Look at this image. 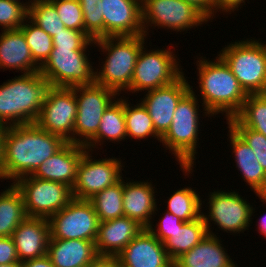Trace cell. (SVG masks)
<instances>
[{"instance_id": "cell-1", "label": "cell", "mask_w": 266, "mask_h": 267, "mask_svg": "<svg viewBox=\"0 0 266 267\" xmlns=\"http://www.w3.org/2000/svg\"><path fill=\"white\" fill-rule=\"evenodd\" d=\"M66 143L62 137L49 133L36 123L8 127L0 180L10 179L13 183L18 178L32 175Z\"/></svg>"}, {"instance_id": "cell-2", "label": "cell", "mask_w": 266, "mask_h": 267, "mask_svg": "<svg viewBox=\"0 0 266 267\" xmlns=\"http://www.w3.org/2000/svg\"><path fill=\"white\" fill-rule=\"evenodd\" d=\"M218 56L213 61L202 56L196 61L199 91L202 96L203 116L224 114L226 122L241 110L247 93L233 75L229 65ZM206 58V59H205Z\"/></svg>"}, {"instance_id": "cell-3", "label": "cell", "mask_w": 266, "mask_h": 267, "mask_svg": "<svg viewBox=\"0 0 266 267\" xmlns=\"http://www.w3.org/2000/svg\"><path fill=\"white\" fill-rule=\"evenodd\" d=\"M50 87L39 72L8 79L0 85V122L8 127L36 123Z\"/></svg>"}, {"instance_id": "cell-4", "label": "cell", "mask_w": 266, "mask_h": 267, "mask_svg": "<svg viewBox=\"0 0 266 267\" xmlns=\"http://www.w3.org/2000/svg\"><path fill=\"white\" fill-rule=\"evenodd\" d=\"M196 93L191 89L181 98L174 111L172 123L166 133L161 137L160 143L166 147L175 160L180 164V169L188 176L194 171V163L199 144L198 134L200 126L199 102Z\"/></svg>"}, {"instance_id": "cell-5", "label": "cell", "mask_w": 266, "mask_h": 267, "mask_svg": "<svg viewBox=\"0 0 266 267\" xmlns=\"http://www.w3.org/2000/svg\"><path fill=\"white\" fill-rule=\"evenodd\" d=\"M145 35L103 37L95 40L94 47L106 53L101 69L95 71V82L115 91L118 95L131 84L138 55L146 47ZM99 70V71H98Z\"/></svg>"}, {"instance_id": "cell-6", "label": "cell", "mask_w": 266, "mask_h": 267, "mask_svg": "<svg viewBox=\"0 0 266 267\" xmlns=\"http://www.w3.org/2000/svg\"><path fill=\"white\" fill-rule=\"evenodd\" d=\"M259 40L227 43L219 53L247 94H263L266 90V42Z\"/></svg>"}, {"instance_id": "cell-7", "label": "cell", "mask_w": 266, "mask_h": 267, "mask_svg": "<svg viewBox=\"0 0 266 267\" xmlns=\"http://www.w3.org/2000/svg\"><path fill=\"white\" fill-rule=\"evenodd\" d=\"M168 49H153L148 51L144 46L138 55L134 68L131 84L127 90L131 93H146L172 84L178 80L184 72L180 67L179 58L175 52ZM178 58V59H176Z\"/></svg>"}, {"instance_id": "cell-8", "label": "cell", "mask_w": 266, "mask_h": 267, "mask_svg": "<svg viewBox=\"0 0 266 267\" xmlns=\"http://www.w3.org/2000/svg\"><path fill=\"white\" fill-rule=\"evenodd\" d=\"M87 50L52 48L39 73L52 87L72 88L95 83V69Z\"/></svg>"}, {"instance_id": "cell-9", "label": "cell", "mask_w": 266, "mask_h": 267, "mask_svg": "<svg viewBox=\"0 0 266 267\" xmlns=\"http://www.w3.org/2000/svg\"><path fill=\"white\" fill-rule=\"evenodd\" d=\"M144 35L149 26L183 32L208 23V18L194 5L184 0H141Z\"/></svg>"}, {"instance_id": "cell-10", "label": "cell", "mask_w": 266, "mask_h": 267, "mask_svg": "<svg viewBox=\"0 0 266 267\" xmlns=\"http://www.w3.org/2000/svg\"><path fill=\"white\" fill-rule=\"evenodd\" d=\"M13 183L23 196L27 217L49 219L73 199L72 189L60 182L28 175Z\"/></svg>"}, {"instance_id": "cell-11", "label": "cell", "mask_w": 266, "mask_h": 267, "mask_svg": "<svg viewBox=\"0 0 266 267\" xmlns=\"http://www.w3.org/2000/svg\"><path fill=\"white\" fill-rule=\"evenodd\" d=\"M75 94L77 115L73 143L85 146L97 134L105 110L119 95L96 82L75 86Z\"/></svg>"}, {"instance_id": "cell-12", "label": "cell", "mask_w": 266, "mask_h": 267, "mask_svg": "<svg viewBox=\"0 0 266 267\" xmlns=\"http://www.w3.org/2000/svg\"><path fill=\"white\" fill-rule=\"evenodd\" d=\"M208 215L202 212V218L207 226L208 233L211 234V221L216 224L219 230L227 233H244L249 230L254 209L239 192H225L216 190L208 195ZM254 211V212H253Z\"/></svg>"}, {"instance_id": "cell-13", "label": "cell", "mask_w": 266, "mask_h": 267, "mask_svg": "<svg viewBox=\"0 0 266 267\" xmlns=\"http://www.w3.org/2000/svg\"><path fill=\"white\" fill-rule=\"evenodd\" d=\"M50 239L96 241L100 220L89 200L73 198L48 219Z\"/></svg>"}, {"instance_id": "cell-14", "label": "cell", "mask_w": 266, "mask_h": 267, "mask_svg": "<svg viewBox=\"0 0 266 267\" xmlns=\"http://www.w3.org/2000/svg\"><path fill=\"white\" fill-rule=\"evenodd\" d=\"M77 115L75 87H50L36 124L51 134L73 143Z\"/></svg>"}, {"instance_id": "cell-15", "label": "cell", "mask_w": 266, "mask_h": 267, "mask_svg": "<svg viewBox=\"0 0 266 267\" xmlns=\"http://www.w3.org/2000/svg\"><path fill=\"white\" fill-rule=\"evenodd\" d=\"M91 151L85 149L77 168V177L72 187L75 199L89 200L98 192L113 186L122 179L123 163L119 158L92 159Z\"/></svg>"}, {"instance_id": "cell-16", "label": "cell", "mask_w": 266, "mask_h": 267, "mask_svg": "<svg viewBox=\"0 0 266 267\" xmlns=\"http://www.w3.org/2000/svg\"><path fill=\"white\" fill-rule=\"evenodd\" d=\"M184 75L172 84L147 91L141 99L153 121L156 133L160 137L170 127L177 104L191 89L190 82Z\"/></svg>"}, {"instance_id": "cell-17", "label": "cell", "mask_w": 266, "mask_h": 267, "mask_svg": "<svg viewBox=\"0 0 266 267\" xmlns=\"http://www.w3.org/2000/svg\"><path fill=\"white\" fill-rule=\"evenodd\" d=\"M104 37L144 35L141 0H101Z\"/></svg>"}, {"instance_id": "cell-18", "label": "cell", "mask_w": 266, "mask_h": 267, "mask_svg": "<svg viewBox=\"0 0 266 267\" xmlns=\"http://www.w3.org/2000/svg\"><path fill=\"white\" fill-rule=\"evenodd\" d=\"M116 259L120 267H174L164 244L148 228H143Z\"/></svg>"}, {"instance_id": "cell-19", "label": "cell", "mask_w": 266, "mask_h": 267, "mask_svg": "<svg viewBox=\"0 0 266 267\" xmlns=\"http://www.w3.org/2000/svg\"><path fill=\"white\" fill-rule=\"evenodd\" d=\"M86 147L67 142L54 155L47 158L31 175L33 177L60 182L71 189L76 182L77 168Z\"/></svg>"}, {"instance_id": "cell-20", "label": "cell", "mask_w": 266, "mask_h": 267, "mask_svg": "<svg viewBox=\"0 0 266 267\" xmlns=\"http://www.w3.org/2000/svg\"><path fill=\"white\" fill-rule=\"evenodd\" d=\"M143 228L127 216L100 222L95 241L98 256L116 257Z\"/></svg>"}, {"instance_id": "cell-21", "label": "cell", "mask_w": 266, "mask_h": 267, "mask_svg": "<svg viewBox=\"0 0 266 267\" xmlns=\"http://www.w3.org/2000/svg\"><path fill=\"white\" fill-rule=\"evenodd\" d=\"M12 238L21 263L46 256L50 239L48 219L26 217L15 229Z\"/></svg>"}, {"instance_id": "cell-22", "label": "cell", "mask_w": 266, "mask_h": 267, "mask_svg": "<svg viewBox=\"0 0 266 267\" xmlns=\"http://www.w3.org/2000/svg\"><path fill=\"white\" fill-rule=\"evenodd\" d=\"M155 188L152 182L123 180V210L124 216L136 220L144 228L152 223V216L158 212L155 199Z\"/></svg>"}, {"instance_id": "cell-23", "label": "cell", "mask_w": 266, "mask_h": 267, "mask_svg": "<svg viewBox=\"0 0 266 267\" xmlns=\"http://www.w3.org/2000/svg\"><path fill=\"white\" fill-rule=\"evenodd\" d=\"M0 69L17 70L22 74L39 72L25 36L20 29L2 30L0 33Z\"/></svg>"}, {"instance_id": "cell-24", "label": "cell", "mask_w": 266, "mask_h": 267, "mask_svg": "<svg viewBox=\"0 0 266 267\" xmlns=\"http://www.w3.org/2000/svg\"><path fill=\"white\" fill-rule=\"evenodd\" d=\"M47 256L55 267H88L99 257L95 242L80 239H49Z\"/></svg>"}, {"instance_id": "cell-25", "label": "cell", "mask_w": 266, "mask_h": 267, "mask_svg": "<svg viewBox=\"0 0 266 267\" xmlns=\"http://www.w3.org/2000/svg\"><path fill=\"white\" fill-rule=\"evenodd\" d=\"M226 252L221 239L212 232L173 263L174 267H238Z\"/></svg>"}, {"instance_id": "cell-26", "label": "cell", "mask_w": 266, "mask_h": 267, "mask_svg": "<svg viewBox=\"0 0 266 267\" xmlns=\"http://www.w3.org/2000/svg\"><path fill=\"white\" fill-rule=\"evenodd\" d=\"M228 138L232 147L236 168L243 180L256 194L266 193V172L258 162L252 148L230 127Z\"/></svg>"}, {"instance_id": "cell-27", "label": "cell", "mask_w": 266, "mask_h": 267, "mask_svg": "<svg viewBox=\"0 0 266 267\" xmlns=\"http://www.w3.org/2000/svg\"><path fill=\"white\" fill-rule=\"evenodd\" d=\"M117 100V101H116ZM126 126L124 116V98L122 96L115 100L105 110L97 134L85 145L91 153L94 148L109 140V142H118L126 140ZM97 143V144H96ZM100 143V144H99Z\"/></svg>"}, {"instance_id": "cell-28", "label": "cell", "mask_w": 266, "mask_h": 267, "mask_svg": "<svg viewBox=\"0 0 266 267\" xmlns=\"http://www.w3.org/2000/svg\"><path fill=\"white\" fill-rule=\"evenodd\" d=\"M202 216L198 219L178 224L177 230L163 244L174 262L182 254L191 250L208 235Z\"/></svg>"}, {"instance_id": "cell-29", "label": "cell", "mask_w": 266, "mask_h": 267, "mask_svg": "<svg viewBox=\"0 0 266 267\" xmlns=\"http://www.w3.org/2000/svg\"><path fill=\"white\" fill-rule=\"evenodd\" d=\"M26 217L23 196L11 183L10 187L0 193V237L12 236Z\"/></svg>"}, {"instance_id": "cell-30", "label": "cell", "mask_w": 266, "mask_h": 267, "mask_svg": "<svg viewBox=\"0 0 266 267\" xmlns=\"http://www.w3.org/2000/svg\"><path fill=\"white\" fill-rule=\"evenodd\" d=\"M127 98L124 97V116L127 138L130 139H147L149 136L157 138L160 142L161 137L156 133L153 121L148 113V110L140 101L133 106L130 105ZM146 137V138H145Z\"/></svg>"}, {"instance_id": "cell-31", "label": "cell", "mask_w": 266, "mask_h": 267, "mask_svg": "<svg viewBox=\"0 0 266 267\" xmlns=\"http://www.w3.org/2000/svg\"><path fill=\"white\" fill-rule=\"evenodd\" d=\"M89 201L100 222L123 217V178L113 186L98 192Z\"/></svg>"}, {"instance_id": "cell-32", "label": "cell", "mask_w": 266, "mask_h": 267, "mask_svg": "<svg viewBox=\"0 0 266 267\" xmlns=\"http://www.w3.org/2000/svg\"><path fill=\"white\" fill-rule=\"evenodd\" d=\"M201 196L190 186L177 189L168 198L167 211L173 213L184 222L198 219L202 215Z\"/></svg>"}, {"instance_id": "cell-33", "label": "cell", "mask_w": 266, "mask_h": 267, "mask_svg": "<svg viewBox=\"0 0 266 267\" xmlns=\"http://www.w3.org/2000/svg\"><path fill=\"white\" fill-rule=\"evenodd\" d=\"M235 118L246 128H250L266 137V96L248 94Z\"/></svg>"}, {"instance_id": "cell-34", "label": "cell", "mask_w": 266, "mask_h": 267, "mask_svg": "<svg viewBox=\"0 0 266 267\" xmlns=\"http://www.w3.org/2000/svg\"><path fill=\"white\" fill-rule=\"evenodd\" d=\"M28 18L51 37L65 30L55 5L49 0H31Z\"/></svg>"}, {"instance_id": "cell-35", "label": "cell", "mask_w": 266, "mask_h": 267, "mask_svg": "<svg viewBox=\"0 0 266 267\" xmlns=\"http://www.w3.org/2000/svg\"><path fill=\"white\" fill-rule=\"evenodd\" d=\"M19 29L25 36L33 60L41 67L49 58L52 51V37L34 24L29 18L25 20L24 24Z\"/></svg>"}, {"instance_id": "cell-36", "label": "cell", "mask_w": 266, "mask_h": 267, "mask_svg": "<svg viewBox=\"0 0 266 267\" xmlns=\"http://www.w3.org/2000/svg\"><path fill=\"white\" fill-rule=\"evenodd\" d=\"M84 17V32L91 39L104 37V17L101 0H79Z\"/></svg>"}, {"instance_id": "cell-37", "label": "cell", "mask_w": 266, "mask_h": 267, "mask_svg": "<svg viewBox=\"0 0 266 267\" xmlns=\"http://www.w3.org/2000/svg\"><path fill=\"white\" fill-rule=\"evenodd\" d=\"M230 126L254 151V154L266 172V137L253 129L243 126L235 117L227 121Z\"/></svg>"}, {"instance_id": "cell-38", "label": "cell", "mask_w": 266, "mask_h": 267, "mask_svg": "<svg viewBox=\"0 0 266 267\" xmlns=\"http://www.w3.org/2000/svg\"><path fill=\"white\" fill-rule=\"evenodd\" d=\"M66 28L84 32V17L79 0H49Z\"/></svg>"}, {"instance_id": "cell-39", "label": "cell", "mask_w": 266, "mask_h": 267, "mask_svg": "<svg viewBox=\"0 0 266 267\" xmlns=\"http://www.w3.org/2000/svg\"><path fill=\"white\" fill-rule=\"evenodd\" d=\"M28 18V11L20 4L0 0V26L4 30L19 29Z\"/></svg>"}, {"instance_id": "cell-40", "label": "cell", "mask_w": 266, "mask_h": 267, "mask_svg": "<svg viewBox=\"0 0 266 267\" xmlns=\"http://www.w3.org/2000/svg\"><path fill=\"white\" fill-rule=\"evenodd\" d=\"M52 39L53 47L70 50H87L88 45L92 47L95 43L85 32L69 28L60 31Z\"/></svg>"}, {"instance_id": "cell-41", "label": "cell", "mask_w": 266, "mask_h": 267, "mask_svg": "<svg viewBox=\"0 0 266 267\" xmlns=\"http://www.w3.org/2000/svg\"><path fill=\"white\" fill-rule=\"evenodd\" d=\"M163 215L164 216L158 219L160 221L158 222V224H156L157 227L153 225V222L148 227V230L162 243L170 238L171 234H173L177 230L178 224L185 223L176 215L168 211L164 212ZM152 226H154V228Z\"/></svg>"}, {"instance_id": "cell-42", "label": "cell", "mask_w": 266, "mask_h": 267, "mask_svg": "<svg viewBox=\"0 0 266 267\" xmlns=\"http://www.w3.org/2000/svg\"><path fill=\"white\" fill-rule=\"evenodd\" d=\"M20 262L12 236L0 237V265Z\"/></svg>"}, {"instance_id": "cell-43", "label": "cell", "mask_w": 266, "mask_h": 267, "mask_svg": "<svg viewBox=\"0 0 266 267\" xmlns=\"http://www.w3.org/2000/svg\"><path fill=\"white\" fill-rule=\"evenodd\" d=\"M245 6V0H212V19L216 15V12H224L225 14L228 12H234L235 10H239L240 6ZM219 10V11H218Z\"/></svg>"}, {"instance_id": "cell-44", "label": "cell", "mask_w": 266, "mask_h": 267, "mask_svg": "<svg viewBox=\"0 0 266 267\" xmlns=\"http://www.w3.org/2000/svg\"><path fill=\"white\" fill-rule=\"evenodd\" d=\"M198 8L209 20L212 18V0H184Z\"/></svg>"}, {"instance_id": "cell-45", "label": "cell", "mask_w": 266, "mask_h": 267, "mask_svg": "<svg viewBox=\"0 0 266 267\" xmlns=\"http://www.w3.org/2000/svg\"><path fill=\"white\" fill-rule=\"evenodd\" d=\"M21 265L22 267H55L47 255L24 261L21 263Z\"/></svg>"}, {"instance_id": "cell-46", "label": "cell", "mask_w": 266, "mask_h": 267, "mask_svg": "<svg viewBox=\"0 0 266 267\" xmlns=\"http://www.w3.org/2000/svg\"><path fill=\"white\" fill-rule=\"evenodd\" d=\"M88 267H120V265L116 257H98Z\"/></svg>"}, {"instance_id": "cell-47", "label": "cell", "mask_w": 266, "mask_h": 267, "mask_svg": "<svg viewBox=\"0 0 266 267\" xmlns=\"http://www.w3.org/2000/svg\"><path fill=\"white\" fill-rule=\"evenodd\" d=\"M7 129H8V126L0 122V176H1V171L3 168L4 141H5V135H6Z\"/></svg>"}, {"instance_id": "cell-48", "label": "cell", "mask_w": 266, "mask_h": 267, "mask_svg": "<svg viewBox=\"0 0 266 267\" xmlns=\"http://www.w3.org/2000/svg\"><path fill=\"white\" fill-rule=\"evenodd\" d=\"M256 196L258 198H260L261 202H264L266 204V193L264 194H256ZM258 233H260L261 235H263L266 239V214L263 215V217H261L259 219V222H258Z\"/></svg>"}, {"instance_id": "cell-49", "label": "cell", "mask_w": 266, "mask_h": 267, "mask_svg": "<svg viewBox=\"0 0 266 267\" xmlns=\"http://www.w3.org/2000/svg\"><path fill=\"white\" fill-rule=\"evenodd\" d=\"M8 1L15 2L17 4L22 5L27 11H29V8L32 4L31 0H28V2H24V3L23 1L21 2L20 0H8Z\"/></svg>"}, {"instance_id": "cell-50", "label": "cell", "mask_w": 266, "mask_h": 267, "mask_svg": "<svg viewBox=\"0 0 266 267\" xmlns=\"http://www.w3.org/2000/svg\"><path fill=\"white\" fill-rule=\"evenodd\" d=\"M0 267H22L21 262H13L10 264H1Z\"/></svg>"}]
</instances>
